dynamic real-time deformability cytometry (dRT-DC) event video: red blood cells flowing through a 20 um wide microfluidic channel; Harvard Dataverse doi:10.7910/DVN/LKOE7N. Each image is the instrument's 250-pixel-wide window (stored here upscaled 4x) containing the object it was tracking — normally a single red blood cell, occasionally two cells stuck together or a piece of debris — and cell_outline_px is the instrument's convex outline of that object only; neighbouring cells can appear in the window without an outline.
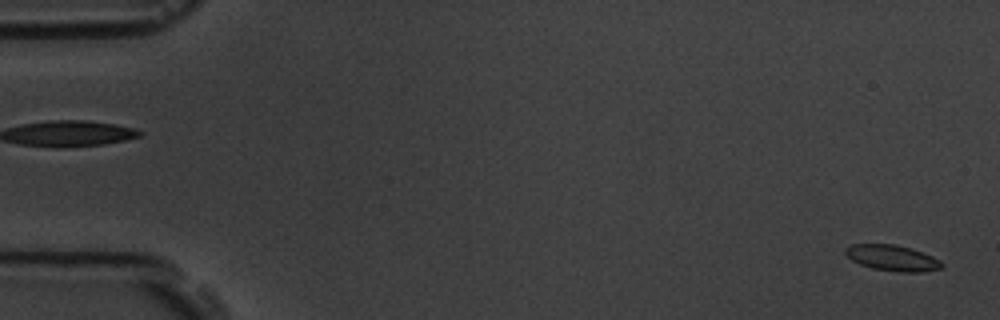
{"species": "common noctule bat (a hibernating species)", "species_latin": "Nyctalus noctula", "temperature_condition": "room temperature", "stored_images_in_passage": 5, "segment_of_instrument_passage": [2, 2], "camera_frame_rate_fps": 3000, "um_per_image_px": 0.085, "animal": {"sex": "male", "body_mass_g": 19.5, "forearm_length_mm": 54.6}, "frame": {"image": 1, "passage_image": 5, "time_ms": 5.333, "image_size_px": [1000, 320], "cell_outline_px": [[944, 264], [940, 268], [920, 272], [900, 272], [872, 268], [860, 264], [852, 260], [844, 252], [844, 248], [848, 244], [896, 244], [912, 248], [932, 256], [940, 260]], "centroid_in_image_um": [75.82, 21.91], "position_along_channel_um": 9.2, "area_um2": 14.57}}